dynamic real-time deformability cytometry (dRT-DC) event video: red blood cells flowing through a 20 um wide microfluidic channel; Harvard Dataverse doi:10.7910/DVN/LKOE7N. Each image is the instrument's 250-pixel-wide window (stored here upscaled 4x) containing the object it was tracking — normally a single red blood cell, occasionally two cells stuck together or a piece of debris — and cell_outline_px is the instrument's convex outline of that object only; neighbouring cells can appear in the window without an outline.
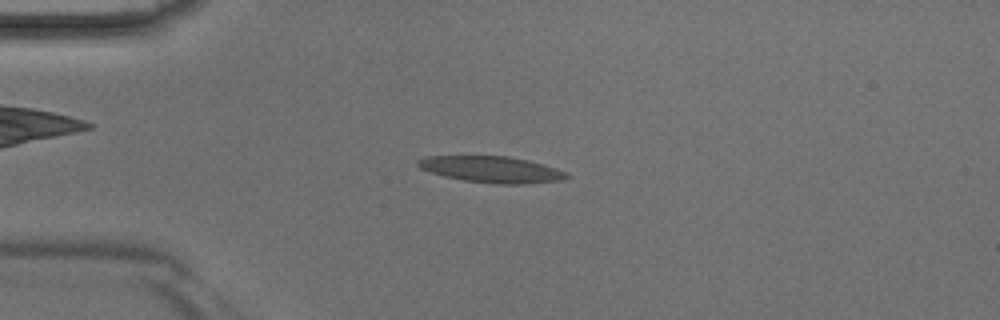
{"species": "Egyptian fruit bat (a non-hibernating species)", "species_latin": "Rousettus aegyptiacus", "temperature_condition": "room temperature", "stored_images_in_passage": 40, "camera_frame_rate_fps": 3000, "um_per_image_px": 0.085, "animal": {"sex": "male"}, "frame": {"image": 1, "passage_image": 7, "time_ms": 2.0, "image_size_px": [1000, 320], "cell_outline_px": [[568, 176], [564, 180], [524, 184], [500, 184], [464, 180], [444, 176], [420, 168], [416, 164], [416, 160], [424, 156], [508, 156], [528, 160], [544, 164], [568, 172]], "centroid_in_image_um": [41.8, 14.39], "position_along_channel_um": 43.2, "area_um2": 22.83}}
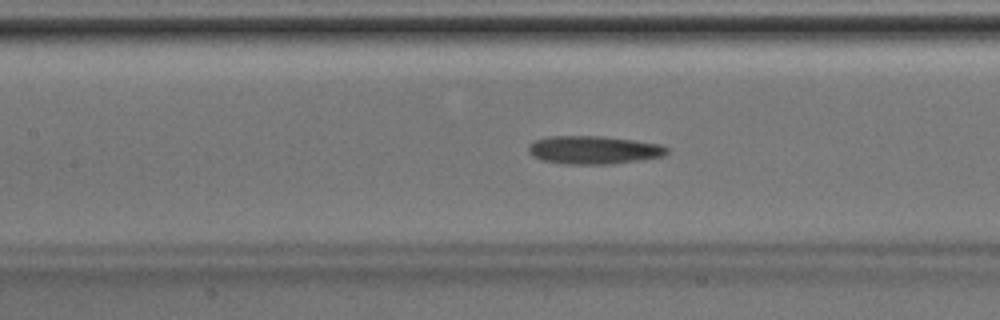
{"frame": {"image": 2, "passage_image": 16, "time_ms": 5.0, "image_size_px": [1000, 320], "cell_outline_px": [[668, 152], [664, 156], [640, 160], [612, 164], [564, 164], [540, 160], [532, 156], [528, 152], [528, 148], [536, 140], [548, 136], [604, 136], [660, 144], [668, 148]], "centroid_in_image_um": [50.46, 12.75], "position_along_channel_um": 156.9, "area_um2": 22.77}}
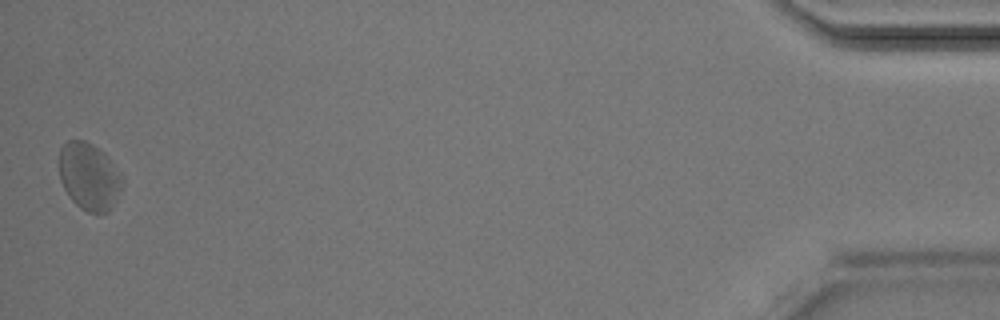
{"frame": {"image": 3, "passage_image": 40, "time_ms": 13.0, "image_size_px": [1000, 320], "cell_outline_px": [[124, 184], [116, 200], [108, 212], [88, 212], [80, 208], [68, 196], [60, 180], [60, 148], [68, 140], [84, 140], [92, 144], [104, 152], [124, 176]], "centroid_in_image_um": [7.6, 14.99], "position_along_channel_um": 427.6, "area_um2": 24.91}}